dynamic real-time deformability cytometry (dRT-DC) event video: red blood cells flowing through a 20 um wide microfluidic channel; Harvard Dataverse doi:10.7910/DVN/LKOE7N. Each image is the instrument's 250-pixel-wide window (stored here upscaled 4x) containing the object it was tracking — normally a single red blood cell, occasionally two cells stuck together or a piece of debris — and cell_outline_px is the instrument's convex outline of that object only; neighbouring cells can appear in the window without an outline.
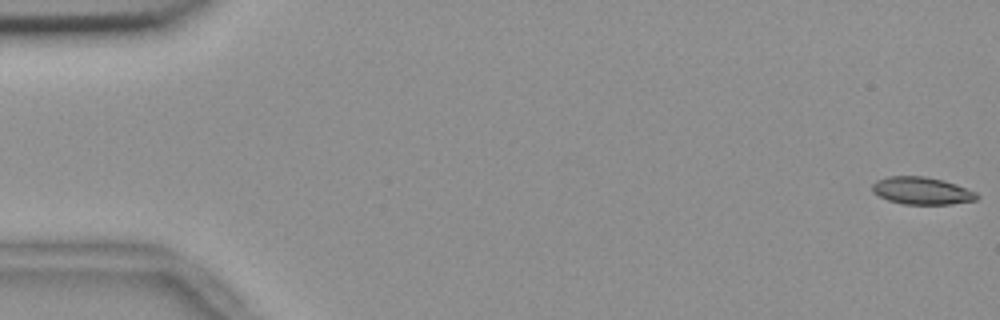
{"species": "common noctule bat (a hibernating species)", "species_latin": "Nyctalus noctula", "temperature_condition": "room temperature", "stored_images_in_passage": 56, "camera_frame_rate_fps": 3000, "um_per_image_px": 0.085, "animal": {"sex": "female", "body_mass_g": 18.4}, "frame": {"image": 1, "passage_image": 1, "time_ms": 0.0, "image_size_px": [1000, 320], "cell_outline_px": [[980, 196], [976, 200], [952, 204], [904, 204], [888, 200], [872, 192], [872, 184], [876, 180], [888, 176], [924, 176], [944, 180], [956, 184], [976, 192]], "centroid_in_image_um": [78.36, 16.21], "position_along_channel_um": 6.6, "area_um2": 16.76}}
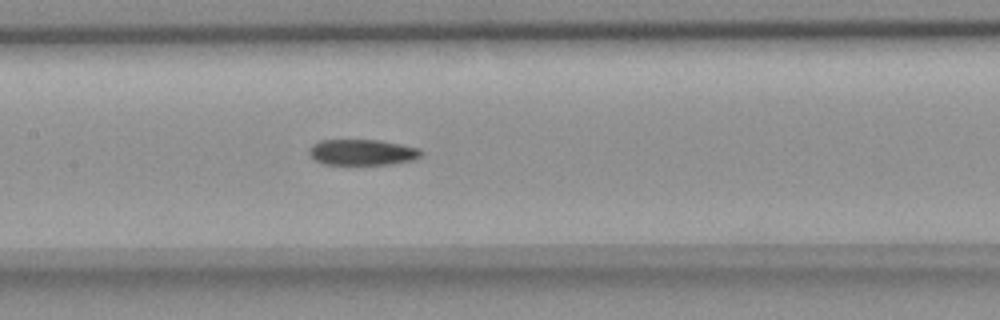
{"frame": {"image": 2, "passage_image": 27, "time_ms": 8.667, "image_size_px": [1000, 320], "cell_outline_px": [[424, 152], [420, 156], [412, 160], [392, 164], [324, 164], [316, 160], [308, 152], [308, 148], [312, 144], [320, 140], [380, 140], [420, 148]], "centroid_in_image_um": [30.8, 12.93], "position_along_channel_um": 176.6, "area_um2": 16.88}}
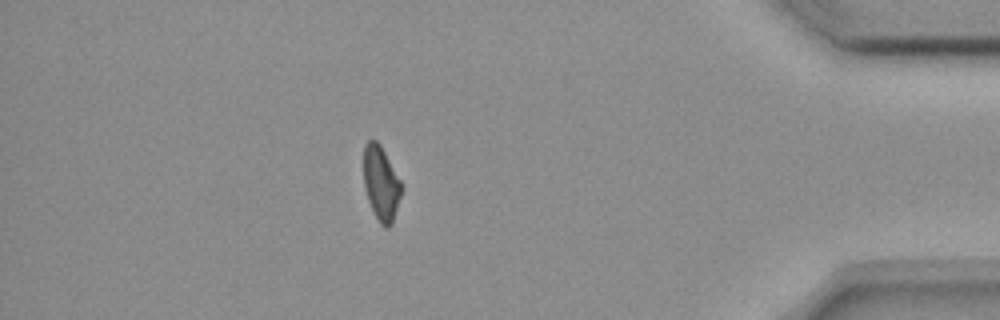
{"frame": {"image": 3, "passage_image": 49, "time_ms": 16.0, "image_size_px": [1000, 320], "cell_outline_px": [[404, 188], [392, 224], [388, 228], [384, 228], [380, 224], [368, 200], [364, 188], [364, 144], [368, 140], [376, 140], [380, 144], [400, 180]], "centroid_in_image_um": [32.4, 15.6], "position_along_channel_um": 402.8, "area_um2": 16.47}, "authors_computed_cell_mechanics": {"area_um2": 17.4845, "velocity_mm_per_s": 3.6844, "shape_relaxation_time_tau1_ms": 10.8486, "shape_relaxation_time_tau2_ms": null, "deformation_change_tau1": 0.2044, "deformation_change_tau2": null}}